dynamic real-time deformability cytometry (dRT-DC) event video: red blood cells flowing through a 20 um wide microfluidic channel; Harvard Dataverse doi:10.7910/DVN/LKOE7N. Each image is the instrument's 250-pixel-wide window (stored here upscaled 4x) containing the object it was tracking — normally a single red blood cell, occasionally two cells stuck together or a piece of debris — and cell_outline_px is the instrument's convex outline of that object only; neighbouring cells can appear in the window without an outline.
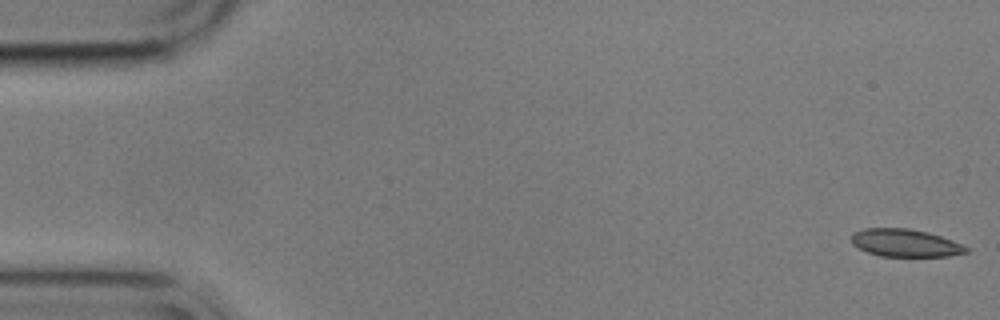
{"species": "common noctule bat (a hibernating species)", "species_latin": "Nyctalus noctula", "temperature_condition": "cold", "stored_images_in_passage": 56, "camera_frame_rate_fps": 3000, "um_per_image_px": 0.085, "animal": {"sex": "male", "body_mass_g": 17.9}, "frame": {"image": 1, "passage_image": 1, "time_ms": 0.0, "image_size_px": [1000, 320], "cell_outline_px": [[972, 248], [968, 252], [948, 256], [880, 256], [868, 252], [852, 244], [852, 232], [864, 228], [908, 228], [928, 232], [952, 240]], "centroid_in_image_um": [76.97, 20.64], "position_along_channel_um": 8.0, "area_um2": 18.55}}
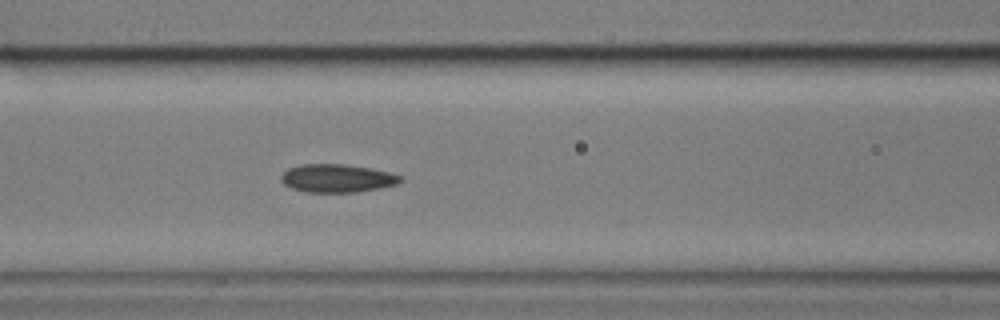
{"frame": {"image": 2, "passage_image": 23, "time_ms": 7.333, "image_size_px": [1000, 320], "cell_outline_px": [[404, 180], [396, 184], [356, 192], [308, 192], [292, 188], [284, 184], [280, 180], [280, 176], [288, 168], [300, 164], [344, 164], [368, 168], [388, 172], [404, 176]], "centroid_in_image_um": [28.63, 15.14], "position_along_channel_um": 138.0, "area_um2": 19.48}}
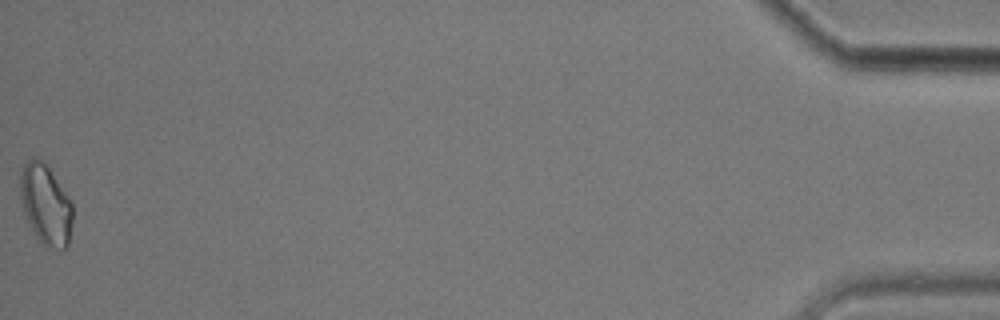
{"frame": {"image": 3, "passage_image": 56, "time_ms": 18.333, "image_size_px": [1000, 320], "cell_outline_px": [[72, 220], [68, 248], [44, 248], [40, 244], [32, 232], [24, 212], [20, 196], [20, 168], [32, 156], [48, 164], [68, 196], [72, 204]], "centroid_in_image_um": [3.87, 17.39], "position_along_channel_um": 431.3, "area_um2": 25.03}, "authors_computed_cell_mechanics": {"area_um2": 19.5653, "velocity_mm_per_s": 3.5442, "shape_relaxation_time_tau1_ms": 9.1717, "shape_relaxation_time_tau2_ms": 7.8366, "deformation_change_tau1": 0.1337, "deformation_change_tau2": 0.0987}}